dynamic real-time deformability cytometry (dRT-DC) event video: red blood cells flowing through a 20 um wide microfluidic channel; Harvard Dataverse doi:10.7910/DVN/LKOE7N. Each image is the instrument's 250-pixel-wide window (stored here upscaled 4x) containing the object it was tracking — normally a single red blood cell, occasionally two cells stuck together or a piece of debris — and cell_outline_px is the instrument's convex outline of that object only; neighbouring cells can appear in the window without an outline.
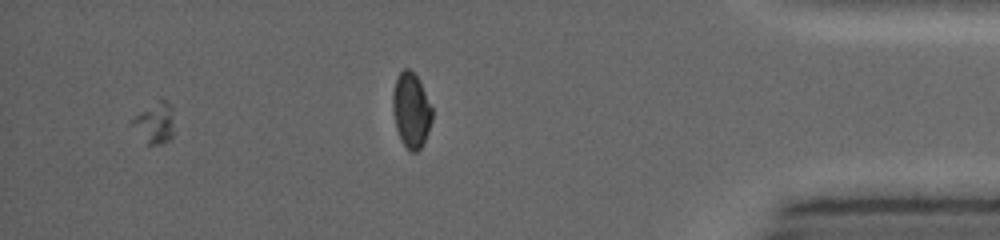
{"species": "common noctule bat (a hibernating species)", "species_latin": "Nyctalus noctula", "temperature_condition": "warm", "stored_images_in_passage": 37, "segment_of_instrument_passage": [2, 2], "camera_frame_rate_fps": 5000, "um_per_image_px": 0.085, "animal": {"sex": "female", "body_mass_g": 19.0, "forearm_length_mm": 53.3}, "frame": {"image": 1, "passage_image": 32, "time_ms": 11.0, "image_size_px": [1000, 240], "cell_outline_px": [[172, 136], [168, 140], [160, 144], [148, 144], [128, 124], [128, 120], [160, 96], [164, 96], [168, 104], [172, 132]], "centroid_in_image_um": [13.03, 10.39], "position_along_channel_um": 422.2, "area_um2": 10.0}}